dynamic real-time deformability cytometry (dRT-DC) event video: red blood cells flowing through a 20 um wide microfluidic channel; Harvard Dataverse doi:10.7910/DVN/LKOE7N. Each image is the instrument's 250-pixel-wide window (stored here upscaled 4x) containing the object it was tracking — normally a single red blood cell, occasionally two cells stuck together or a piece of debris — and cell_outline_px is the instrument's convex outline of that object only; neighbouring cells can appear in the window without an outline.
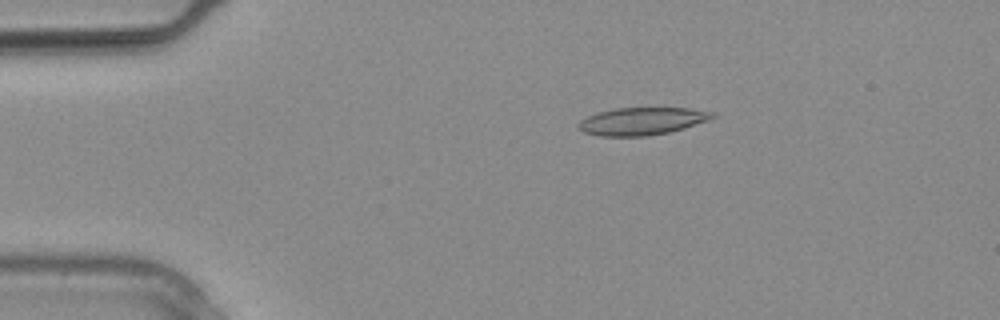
{"species": "common noctule bat (a hibernating species)", "species_latin": "Nyctalus noctula", "temperature_condition": "warm", "stored_images_in_passage": 4, "camera_frame_rate_fps": 3000, "um_per_image_px": 0.085, "animal": {"sex": "male", "body_mass_g": 20.4}, "frame": {"image": 1, "passage_image": 1, "time_ms": 0.0, "image_size_px": [1000, 320], "cell_outline_px": [[716, 116], [708, 120], [684, 128], [668, 132], [644, 136], [600, 136], [584, 132], [580, 128], [580, 120], [588, 116], [600, 112], [616, 108], [688, 108], [712, 112]], "centroid_in_image_um": [54.58, 10.3], "position_along_channel_um": 30.4, "area_um2": 21.1}}